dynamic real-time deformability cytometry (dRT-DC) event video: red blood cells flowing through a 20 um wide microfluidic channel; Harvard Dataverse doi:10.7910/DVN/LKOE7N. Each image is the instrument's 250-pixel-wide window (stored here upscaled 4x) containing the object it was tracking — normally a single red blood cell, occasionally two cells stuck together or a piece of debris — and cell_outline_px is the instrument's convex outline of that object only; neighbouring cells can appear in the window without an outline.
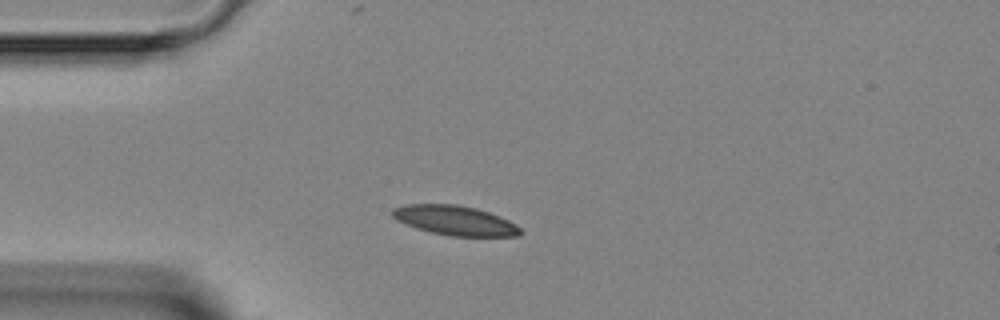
{"species": "Egyptian fruit bat (a non-hibernating species)", "species_latin": "Rousettus aegyptiacus", "temperature_condition": "room temperature", "stored_images_in_passage": 2, "camera_frame_rate_fps": 3000, "um_per_image_px": 0.085, "animal": {"sex": "female"}, "frame": {"image": 1, "passage_image": 1, "time_ms": 0.0, "image_size_px": [1000, 320], "cell_outline_px": [[524, 232], [520, 236], [452, 236], [432, 232], [416, 228], [396, 220], [392, 216], [392, 208], [404, 204], [456, 204], [476, 208], [500, 216], [516, 224]], "centroid_in_image_um": [38.68, 18.73], "position_along_channel_um": 46.3, "area_um2": 22.14}}